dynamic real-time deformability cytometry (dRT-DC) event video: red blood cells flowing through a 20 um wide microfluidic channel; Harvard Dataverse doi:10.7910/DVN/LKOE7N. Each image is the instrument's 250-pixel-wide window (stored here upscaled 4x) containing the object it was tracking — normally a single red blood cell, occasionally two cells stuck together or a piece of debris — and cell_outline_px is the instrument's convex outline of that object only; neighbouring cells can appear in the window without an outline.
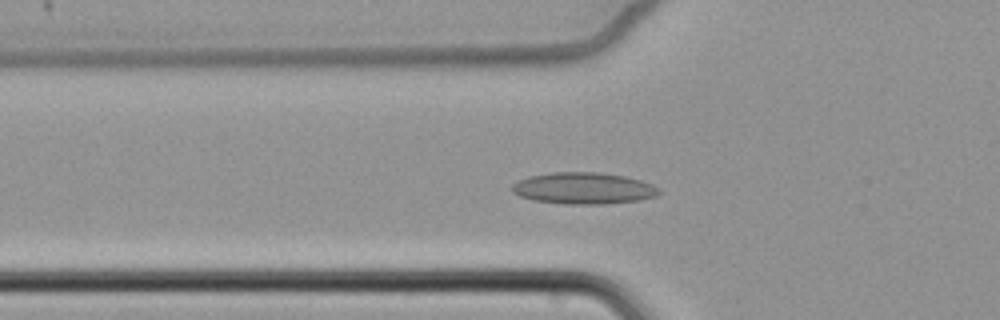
{"species": "common noctule bat (a hibernating species)", "species_latin": "Nyctalus noctula", "temperature_condition": "cold", "stored_images_in_passage": 65, "camera_frame_rate_fps": 3000, "um_per_image_px": 0.085, "animal": {"sex": "female", "body_mass_g": 22.7, "forearm_length_mm": 54.2}, "frame": {"image": 1, "passage_image": 25, "time_ms": 8.0, "image_size_px": [1000, 320], "cell_outline_px": [[660, 192], [656, 196], [640, 200], [604, 204], [564, 204], [532, 200], [520, 196], [512, 192], [508, 188], [516, 180], [528, 176], [552, 172], [600, 172], [624, 176], [640, 180], [652, 184]], "centroid_in_image_um": [49.53, 16.0], "position_along_channel_um": 76.3, "area_um2": 27.28}}
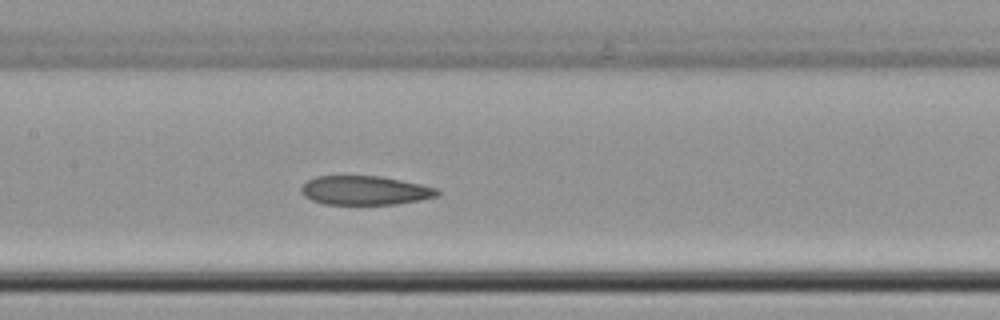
{"frame": {"image": 2, "passage_image": 34, "time_ms": 11.0, "image_size_px": [1000, 320], "cell_outline_px": [[440, 196], [420, 200], [396, 204], [324, 204], [312, 200], [304, 196], [300, 192], [300, 188], [308, 180], [316, 176], [380, 176], [440, 188]], "centroid_in_image_um": [31.05, 16.19], "position_along_channel_um": 176.4, "area_um2": 23.12}}
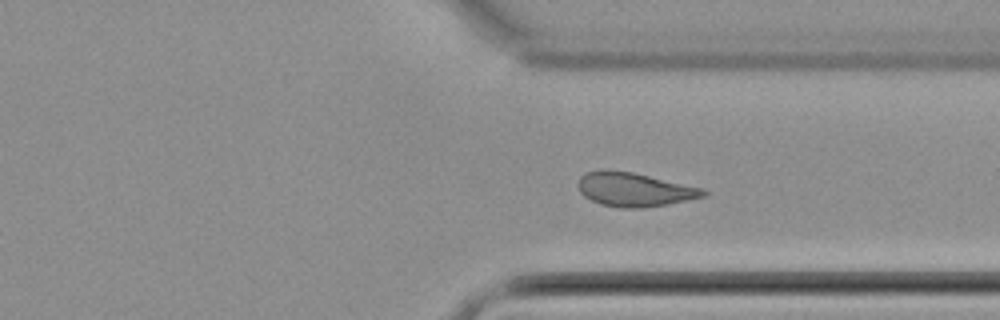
{"frame": {"image": 3, "passage_image": 50, "time_ms": 16.333, "image_size_px": [1000, 320], "cell_outline_px": [[708, 196], [688, 200], [640, 208], [620, 208], [600, 204], [584, 196], [580, 192], [580, 176], [584, 172], [600, 168], [604, 168], [632, 172], [700, 188], [708, 192]], "centroid_in_image_um": [53.87, 16.09], "position_along_channel_um": 357.5, "area_um2": 24.57}}